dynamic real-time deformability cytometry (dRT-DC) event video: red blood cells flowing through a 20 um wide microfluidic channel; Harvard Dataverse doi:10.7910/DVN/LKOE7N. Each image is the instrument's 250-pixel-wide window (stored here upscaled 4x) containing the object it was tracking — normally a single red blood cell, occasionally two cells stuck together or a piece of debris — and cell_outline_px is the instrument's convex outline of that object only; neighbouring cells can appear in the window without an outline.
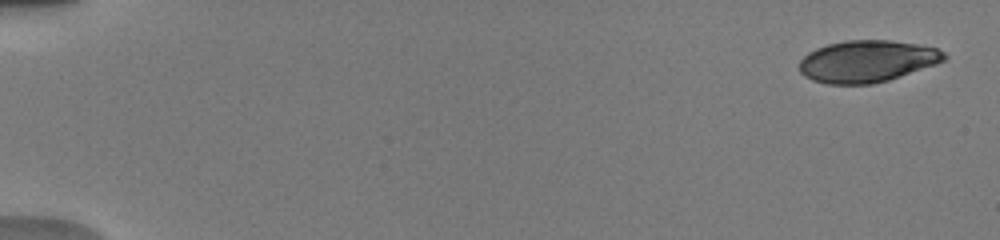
{"species": "human", "species_latin": "Homo sapiens", "temperature_condition": "warm", "stored_images_in_passage": 35, "camera_frame_rate_fps": 3000, "um_per_image_px": 0.085, "donor": {"sex": "male"}, "frame": {"image": 1, "passage_image": 1, "time_ms": 0.0, "image_size_px": [1000, 240], "cell_outline_px": [[948, 56], [944, 60], [936, 64], [888, 80], [872, 84], [828, 84], [812, 80], [804, 76], [800, 72], [800, 60], [808, 52], [816, 48], [828, 44], [844, 40], [888, 40], [916, 44], [936, 48], [944, 52]], "centroid_in_image_um": [73.68, 5.21], "position_along_channel_um": 11.3, "area_um2": 35.26}}
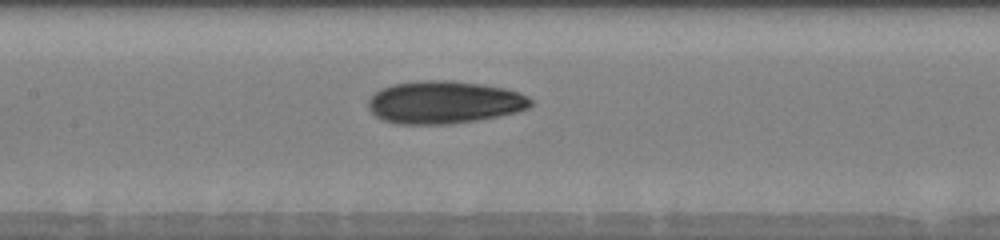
{"frame": {"image": 2, "passage_image": 13, "time_ms": 8.333, "image_size_px": [1000, 240], "cell_outline_px": [[532, 104], [528, 108], [516, 112], [500, 116], [452, 124], [396, 124], [384, 120], [376, 116], [368, 108], [368, 100], [380, 88], [392, 84], [424, 80], [452, 80], [484, 84], [504, 88], [520, 92], [528, 96], [532, 100]], "centroid_in_image_um": [37.77, 8.69], "position_along_channel_um": 169.6, "area_um2": 40.63}}
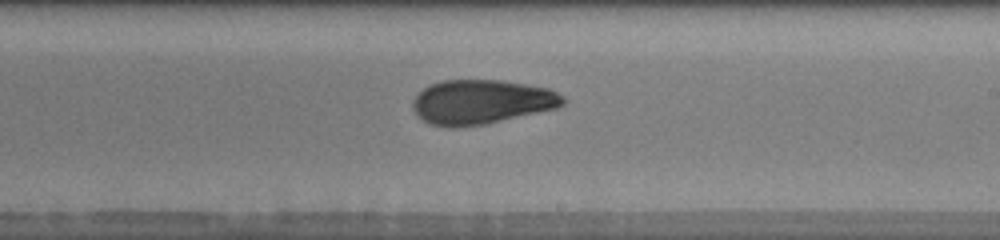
{"frame": {"image": 3, "passage_image": 18, "time_ms": 10.333, "image_size_px": [1000, 240], "cell_outline_px": [[564, 104], [556, 108], [484, 124], [456, 128], [448, 128], [428, 124], [416, 116], [412, 108], [412, 100], [424, 88], [432, 84], [444, 80], [504, 80], [548, 88], [564, 96]], "centroid_in_image_um": [40.88, 8.67], "position_along_channel_um": 248.1, "area_um2": 38.96}, "authors_computed_cell_mechanics": {"area_um2": 37.859, "velocity_mm_per_s": 3.9238, "shape_relaxation_time_tau1_ms": 5.8019, "shape_relaxation_time_tau2_ms": 2.2607, "deformation_change_tau1": 0.157, "deformation_change_tau2": 0.0669}}